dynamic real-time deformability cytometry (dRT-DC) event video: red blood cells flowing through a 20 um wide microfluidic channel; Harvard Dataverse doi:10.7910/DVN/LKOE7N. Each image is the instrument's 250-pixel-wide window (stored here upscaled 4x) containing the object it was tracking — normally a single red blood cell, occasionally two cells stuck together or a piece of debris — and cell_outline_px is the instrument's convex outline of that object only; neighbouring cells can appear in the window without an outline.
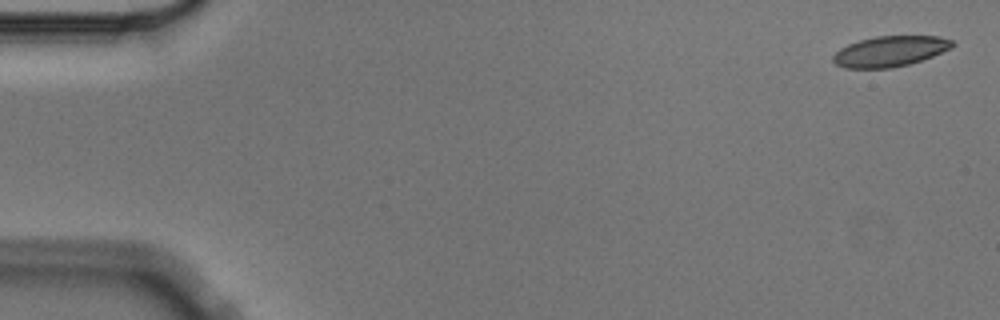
{"species": "Egyptian fruit bat (a non-hibernating species)", "species_latin": "Rousettus aegyptiacus", "temperature_condition": "cold", "stored_images_in_passage": 5, "camera_frame_rate_fps": 3000, "um_per_image_px": 0.085, "animal": {"sex": "male"}, "frame": {"image": 1, "passage_image": 1, "time_ms": 0.0, "image_size_px": [1000, 320], "cell_outline_px": [[956, 44], [952, 48], [932, 56], [908, 64], [892, 68], [844, 68], [836, 64], [832, 60], [832, 56], [840, 48], [848, 44], [860, 40], [876, 36], [940, 36], [952, 40]], "centroid_in_image_um": [75.65, 4.35], "position_along_channel_um": 9.3, "area_um2": 21.21}}
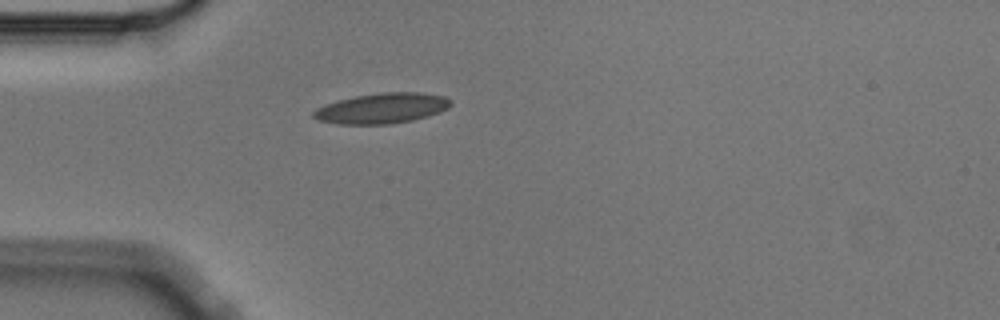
{"frame": {"image": 2, "passage_image": 5, "time_ms": 1.333, "image_size_px": [1000, 320], "cell_outline_px": [[452, 104], [448, 108], [440, 112], [428, 116], [412, 120], [388, 124], [336, 124], [320, 120], [312, 116], [312, 112], [316, 108], [324, 104], [356, 96], [384, 92], [420, 92], [444, 96], [452, 100]], "centroid_in_image_um": [32.48, 9.2], "position_along_channel_um": 52.5, "area_um2": 24.28}}